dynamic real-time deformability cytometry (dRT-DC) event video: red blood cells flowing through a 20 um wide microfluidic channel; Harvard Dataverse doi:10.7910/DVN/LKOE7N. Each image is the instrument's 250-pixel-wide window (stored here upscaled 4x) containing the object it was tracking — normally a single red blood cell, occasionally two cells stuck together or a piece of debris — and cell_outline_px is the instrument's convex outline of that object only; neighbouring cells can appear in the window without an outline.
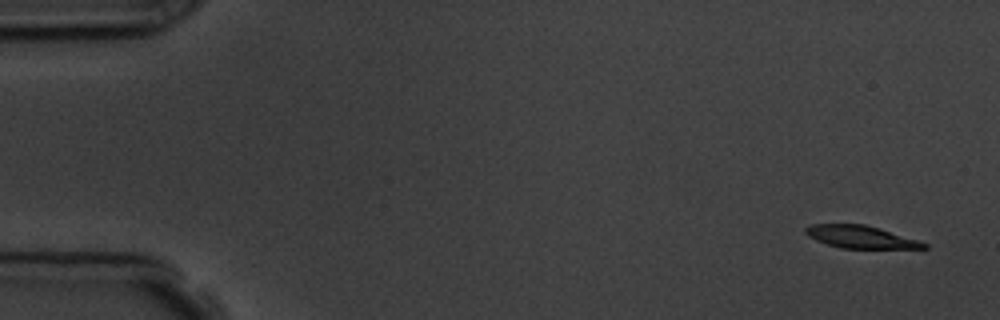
{"species": "common noctule bat (a hibernating species)", "species_latin": "Nyctalus noctula", "temperature_condition": "room temperature", "stored_images_in_passage": 5, "camera_frame_rate_fps": 3000, "um_per_image_px": 0.085, "animal": {"sex": "male", "body_mass_g": 19.5, "forearm_length_mm": 54.6}, "frame": {"image": 1, "passage_image": 1, "time_ms": 0.0, "image_size_px": [1000, 320], "cell_outline_px": [[928, 248], [840, 248], [816, 240], [808, 236], [804, 232], [804, 228], [812, 224], [864, 224], [880, 228], [928, 244]], "centroid_in_image_um": [73.11, 20.13], "position_along_channel_um": 11.9, "area_um2": 15.32}}
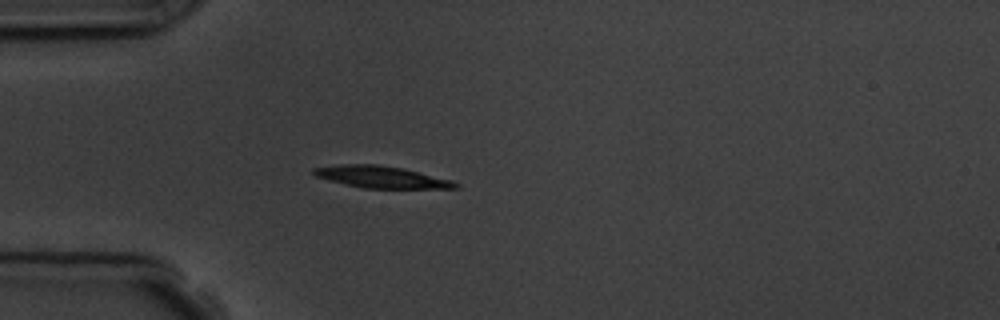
{"frame": {"image": 2, "passage_image": 5, "time_ms": 4.333, "image_size_px": [1000, 320], "cell_outline_px": [[460, 188], [360, 188], [316, 176], [312, 172], [312, 168], [340, 164], [376, 164], [404, 168], [452, 180], [460, 184]], "centroid_in_image_um": [32.44, 15.04], "position_along_channel_um": 52.6, "area_um2": 18.03}}